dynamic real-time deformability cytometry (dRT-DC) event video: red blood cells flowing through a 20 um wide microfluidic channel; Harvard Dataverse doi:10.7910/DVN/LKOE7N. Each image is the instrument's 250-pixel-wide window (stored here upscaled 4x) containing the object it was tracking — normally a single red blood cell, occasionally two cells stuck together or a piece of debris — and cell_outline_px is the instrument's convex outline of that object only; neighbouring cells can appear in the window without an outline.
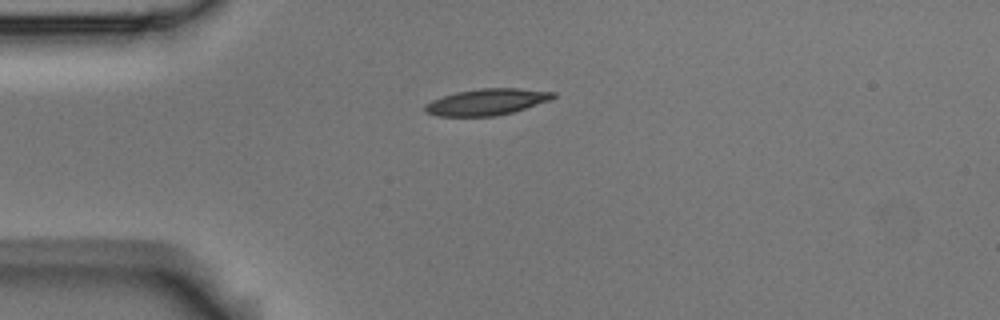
{"species": "Egyptian fruit bat (a non-hibernating species)", "species_latin": "Rousettus aegyptiacus", "temperature_condition": "room temperature", "stored_images_in_passage": 1, "camera_frame_rate_fps": 3000, "um_per_image_px": 0.085, "animal": {"sex": "male"}, "frame": {"image": 1, "passage_image": 1, "time_ms": 0.0, "image_size_px": [1000, 320], "cell_outline_px": [[556, 96], [552, 100], [512, 112], [496, 116], [436, 116], [424, 112], [424, 104], [432, 100], [456, 92], [480, 88], [516, 88], [556, 92]], "centroid_in_image_um": [41.38, 8.66], "position_along_channel_um": 43.6, "area_um2": 19.77}}